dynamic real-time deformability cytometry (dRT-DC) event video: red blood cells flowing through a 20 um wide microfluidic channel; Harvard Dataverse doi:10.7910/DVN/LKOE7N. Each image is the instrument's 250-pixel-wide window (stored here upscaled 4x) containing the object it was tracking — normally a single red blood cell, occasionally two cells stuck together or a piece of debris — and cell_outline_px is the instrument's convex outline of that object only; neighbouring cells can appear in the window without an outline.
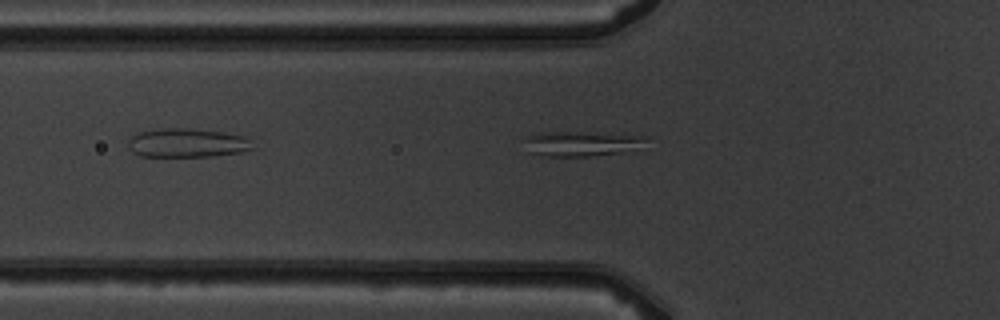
{"species": "common noctule bat (a hibernating species)", "species_latin": "Nyctalus noctula", "temperature_condition": "warm", "stored_images_in_passage": 3, "camera_frame_rate_fps": 3000, "um_per_image_px": 0.085, "animal": {"sex": "male", "body_mass_g": 19.5, "forearm_length_mm": 54.6}, "frame": {"image": 1, "passage_image": 3, "time_ms": 2.333, "image_size_px": [1000, 320], "cell_outline_px": [[648, 136], [644, 140], [620, 152], [588, 156], [540, 156], [528, 152], [524, 140], [524, 136], [540, 132], [576, 132]], "centroid_in_image_um": [49.18, 12.2], "position_along_channel_um": 76.6, "area_um2": 17.05}}